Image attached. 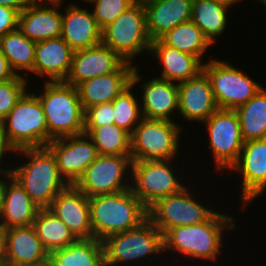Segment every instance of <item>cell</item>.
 <instances>
[{"mask_svg": "<svg viewBox=\"0 0 266 266\" xmlns=\"http://www.w3.org/2000/svg\"><path fill=\"white\" fill-rule=\"evenodd\" d=\"M231 216L216 211L203 223L168 229L163 234V251L171 253L173 250L189 260L216 262L222 253L225 230L233 231L236 227V220Z\"/></svg>", "mask_w": 266, "mask_h": 266, "instance_id": "cell-1", "label": "cell"}, {"mask_svg": "<svg viewBox=\"0 0 266 266\" xmlns=\"http://www.w3.org/2000/svg\"><path fill=\"white\" fill-rule=\"evenodd\" d=\"M14 153L29 160L11 168V174L40 209L49 208L54 198L69 186L59 172L54 154L47 146L25 148Z\"/></svg>", "mask_w": 266, "mask_h": 266, "instance_id": "cell-2", "label": "cell"}, {"mask_svg": "<svg viewBox=\"0 0 266 266\" xmlns=\"http://www.w3.org/2000/svg\"><path fill=\"white\" fill-rule=\"evenodd\" d=\"M90 223L93 238L106 237L138 227L148 218L147 208L131 188L114 193L89 197Z\"/></svg>", "mask_w": 266, "mask_h": 266, "instance_id": "cell-3", "label": "cell"}, {"mask_svg": "<svg viewBox=\"0 0 266 266\" xmlns=\"http://www.w3.org/2000/svg\"><path fill=\"white\" fill-rule=\"evenodd\" d=\"M38 96L46 117L48 144L56 138L84 134V114L77 87L45 81ZM43 92V93H42Z\"/></svg>", "mask_w": 266, "mask_h": 266, "instance_id": "cell-4", "label": "cell"}, {"mask_svg": "<svg viewBox=\"0 0 266 266\" xmlns=\"http://www.w3.org/2000/svg\"><path fill=\"white\" fill-rule=\"evenodd\" d=\"M7 144L15 152L48 145V128L43 107L36 92L27 91L2 120Z\"/></svg>", "mask_w": 266, "mask_h": 266, "instance_id": "cell-5", "label": "cell"}, {"mask_svg": "<svg viewBox=\"0 0 266 266\" xmlns=\"http://www.w3.org/2000/svg\"><path fill=\"white\" fill-rule=\"evenodd\" d=\"M102 245L105 266H131L135 262L144 266V258L164 254L163 234L148 218L136 228L106 237Z\"/></svg>", "mask_w": 266, "mask_h": 266, "instance_id": "cell-6", "label": "cell"}, {"mask_svg": "<svg viewBox=\"0 0 266 266\" xmlns=\"http://www.w3.org/2000/svg\"><path fill=\"white\" fill-rule=\"evenodd\" d=\"M101 42L125 62L135 64L140 54L150 56V39L143 1H136L110 25L101 31Z\"/></svg>", "mask_w": 266, "mask_h": 266, "instance_id": "cell-7", "label": "cell"}, {"mask_svg": "<svg viewBox=\"0 0 266 266\" xmlns=\"http://www.w3.org/2000/svg\"><path fill=\"white\" fill-rule=\"evenodd\" d=\"M182 129L174 121L143 118L131 134L132 161L175 159Z\"/></svg>", "mask_w": 266, "mask_h": 266, "instance_id": "cell-8", "label": "cell"}, {"mask_svg": "<svg viewBox=\"0 0 266 266\" xmlns=\"http://www.w3.org/2000/svg\"><path fill=\"white\" fill-rule=\"evenodd\" d=\"M210 59L203 64V71L211 81L213 96L219 109L235 110L264 87L246 74V71L235 68L229 62Z\"/></svg>", "mask_w": 266, "mask_h": 266, "instance_id": "cell-9", "label": "cell"}, {"mask_svg": "<svg viewBox=\"0 0 266 266\" xmlns=\"http://www.w3.org/2000/svg\"><path fill=\"white\" fill-rule=\"evenodd\" d=\"M174 160L132 162L131 190L147 209L159 199L176 194L186 187L177 178L178 173L172 164Z\"/></svg>", "mask_w": 266, "mask_h": 266, "instance_id": "cell-10", "label": "cell"}, {"mask_svg": "<svg viewBox=\"0 0 266 266\" xmlns=\"http://www.w3.org/2000/svg\"><path fill=\"white\" fill-rule=\"evenodd\" d=\"M132 162L131 155H98L74 186L88 197L127 190L131 188Z\"/></svg>", "mask_w": 266, "mask_h": 266, "instance_id": "cell-11", "label": "cell"}, {"mask_svg": "<svg viewBox=\"0 0 266 266\" xmlns=\"http://www.w3.org/2000/svg\"><path fill=\"white\" fill-rule=\"evenodd\" d=\"M189 189L186 185L180 192L159 199L147 209L148 219L162 234L170 228L203 223L216 212L196 200L197 195H192Z\"/></svg>", "mask_w": 266, "mask_h": 266, "instance_id": "cell-12", "label": "cell"}, {"mask_svg": "<svg viewBox=\"0 0 266 266\" xmlns=\"http://www.w3.org/2000/svg\"><path fill=\"white\" fill-rule=\"evenodd\" d=\"M217 171L229 170L239 159L244 144L235 110L217 109L203 123Z\"/></svg>", "mask_w": 266, "mask_h": 266, "instance_id": "cell-13", "label": "cell"}, {"mask_svg": "<svg viewBox=\"0 0 266 266\" xmlns=\"http://www.w3.org/2000/svg\"><path fill=\"white\" fill-rule=\"evenodd\" d=\"M47 147L54 154L59 172L69 185H74L99 155L86 134L56 138Z\"/></svg>", "mask_w": 266, "mask_h": 266, "instance_id": "cell-14", "label": "cell"}, {"mask_svg": "<svg viewBox=\"0 0 266 266\" xmlns=\"http://www.w3.org/2000/svg\"><path fill=\"white\" fill-rule=\"evenodd\" d=\"M229 170L241 176L242 207L251 205L266 190V139L244 142L238 161Z\"/></svg>", "mask_w": 266, "mask_h": 266, "instance_id": "cell-15", "label": "cell"}, {"mask_svg": "<svg viewBox=\"0 0 266 266\" xmlns=\"http://www.w3.org/2000/svg\"><path fill=\"white\" fill-rule=\"evenodd\" d=\"M217 109L211 81L203 70L178 84V113L183 120L203 123Z\"/></svg>", "mask_w": 266, "mask_h": 266, "instance_id": "cell-16", "label": "cell"}, {"mask_svg": "<svg viewBox=\"0 0 266 266\" xmlns=\"http://www.w3.org/2000/svg\"><path fill=\"white\" fill-rule=\"evenodd\" d=\"M48 209L63 221L77 239L93 238L89 197L74 185L61 191Z\"/></svg>", "mask_w": 266, "mask_h": 266, "instance_id": "cell-17", "label": "cell"}, {"mask_svg": "<svg viewBox=\"0 0 266 266\" xmlns=\"http://www.w3.org/2000/svg\"><path fill=\"white\" fill-rule=\"evenodd\" d=\"M124 60L102 42L74 51L67 84L77 87L83 81L114 72Z\"/></svg>", "mask_w": 266, "mask_h": 266, "instance_id": "cell-18", "label": "cell"}, {"mask_svg": "<svg viewBox=\"0 0 266 266\" xmlns=\"http://www.w3.org/2000/svg\"><path fill=\"white\" fill-rule=\"evenodd\" d=\"M135 67L124 61L114 72L80 83L77 90L84 111L89 107L112 102L131 85Z\"/></svg>", "mask_w": 266, "mask_h": 266, "instance_id": "cell-19", "label": "cell"}, {"mask_svg": "<svg viewBox=\"0 0 266 266\" xmlns=\"http://www.w3.org/2000/svg\"><path fill=\"white\" fill-rule=\"evenodd\" d=\"M39 209L14 175L11 173L3 174V195L0 212V227L2 230L33 225Z\"/></svg>", "mask_w": 266, "mask_h": 266, "instance_id": "cell-20", "label": "cell"}, {"mask_svg": "<svg viewBox=\"0 0 266 266\" xmlns=\"http://www.w3.org/2000/svg\"><path fill=\"white\" fill-rule=\"evenodd\" d=\"M7 266H31L48 261L49 253L39 240L33 225L2 230Z\"/></svg>", "mask_w": 266, "mask_h": 266, "instance_id": "cell-21", "label": "cell"}, {"mask_svg": "<svg viewBox=\"0 0 266 266\" xmlns=\"http://www.w3.org/2000/svg\"><path fill=\"white\" fill-rule=\"evenodd\" d=\"M74 50L61 38L46 39L35 46L33 74L46 81H65L68 77Z\"/></svg>", "mask_w": 266, "mask_h": 266, "instance_id": "cell-22", "label": "cell"}, {"mask_svg": "<svg viewBox=\"0 0 266 266\" xmlns=\"http://www.w3.org/2000/svg\"><path fill=\"white\" fill-rule=\"evenodd\" d=\"M61 5L63 4H29L20 12L18 29L35 43L61 37Z\"/></svg>", "mask_w": 266, "mask_h": 266, "instance_id": "cell-23", "label": "cell"}, {"mask_svg": "<svg viewBox=\"0 0 266 266\" xmlns=\"http://www.w3.org/2000/svg\"><path fill=\"white\" fill-rule=\"evenodd\" d=\"M139 87L143 89L140 104L144 118L174 121L172 117L178 113L177 83L153 77Z\"/></svg>", "mask_w": 266, "mask_h": 266, "instance_id": "cell-24", "label": "cell"}, {"mask_svg": "<svg viewBox=\"0 0 266 266\" xmlns=\"http://www.w3.org/2000/svg\"><path fill=\"white\" fill-rule=\"evenodd\" d=\"M75 4V5H74ZM71 3L62 13L61 38L74 50L86 49L101 43V30L92 11Z\"/></svg>", "mask_w": 266, "mask_h": 266, "instance_id": "cell-25", "label": "cell"}, {"mask_svg": "<svg viewBox=\"0 0 266 266\" xmlns=\"http://www.w3.org/2000/svg\"><path fill=\"white\" fill-rule=\"evenodd\" d=\"M150 39L156 40L175 26L190 21L193 0H142Z\"/></svg>", "mask_w": 266, "mask_h": 266, "instance_id": "cell-26", "label": "cell"}, {"mask_svg": "<svg viewBox=\"0 0 266 266\" xmlns=\"http://www.w3.org/2000/svg\"><path fill=\"white\" fill-rule=\"evenodd\" d=\"M151 56L159 61L162 69L158 78L174 83H181L196 77L203 64L196 56L181 52L165 45L160 39L153 40L150 47Z\"/></svg>", "mask_w": 266, "mask_h": 266, "instance_id": "cell-27", "label": "cell"}, {"mask_svg": "<svg viewBox=\"0 0 266 266\" xmlns=\"http://www.w3.org/2000/svg\"><path fill=\"white\" fill-rule=\"evenodd\" d=\"M48 261L51 266H105L102 241L77 239L64 248L50 252Z\"/></svg>", "mask_w": 266, "mask_h": 266, "instance_id": "cell-28", "label": "cell"}, {"mask_svg": "<svg viewBox=\"0 0 266 266\" xmlns=\"http://www.w3.org/2000/svg\"><path fill=\"white\" fill-rule=\"evenodd\" d=\"M35 46L36 43L29 40L18 28L0 38V51L19 76H24L26 72L33 74Z\"/></svg>", "mask_w": 266, "mask_h": 266, "instance_id": "cell-29", "label": "cell"}, {"mask_svg": "<svg viewBox=\"0 0 266 266\" xmlns=\"http://www.w3.org/2000/svg\"><path fill=\"white\" fill-rule=\"evenodd\" d=\"M165 45L181 52L196 56L202 63L206 51L212 43L192 21L181 23L159 38Z\"/></svg>", "mask_w": 266, "mask_h": 266, "instance_id": "cell-30", "label": "cell"}, {"mask_svg": "<svg viewBox=\"0 0 266 266\" xmlns=\"http://www.w3.org/2000/svg\"><path fill=\"white\" fill-rule=\"evenodd\" d=\"M244 142L266 139V88L235 109Z\"/></svg>", "mask_w": 266, "mask_h": 266, "instance_id": "cell-31", "label": "cell"}, {"mask_svg": "<svg viewBox=\"0 0 266 266\" xmlns=\"http://www.w3.org/2000/svg\"><path fill=\"white\" fill-rule=\"evenodd\" d=\"M33 227L48 253L64 248L77 240L63 221L48 208L39 209Z\"/></svg>", "mask_w": 266, "mask_h": 266, "instance_id": "cell-32", "label": "cell"}, {"mask_svg": "<svg viewBox=\"0 0 266 266\" xmlns=\"http://www.w3.org/2000/svg\"><path fill=\"white\" fill-rule=\"evenodd\" d=\"M230 7L209 0H193L191 20L215 45L219 35L227 28Z\"/></svg>", "mask_w": 266, "mask_h": 266, "instance_id": "cell-33", "label": "cell"}, {"mask_svg": "<svg viewBox=\"0 0 266 266\" xmlns=\"http://www.w3.org/2000/svg\"><path fill=\"white\" fill-rule=\"evenodd\" d=\"M138 67L140 66H136L133 71L131 85L112 101L115 117L114 123L130 134L133 133L136 126L144 118L140 101L137 99L139 94H136L137 96L135 97V94L132 91L136 88V84L140 85V82H143L142 78L144 76L139 73L140 71H138Z\"/></svg>", "mask_w": 266, "mask_h": 266, "instance_id": "cell-34", "label": "cell"}, {"mask_svg": "<svg viewBox=\"0 0 266 266\" xmlns=\"http://www.w3.org/2000/svg\"><path fill=\"white\" fill-rule=\"evenodd\" d=\"M84 134L93 141L99 155H131V134L115 123L84 128Z\"/></svg>", "mask_w": 266, "mask_h": 266, "instance_id": "cell-35", "label": "cell"}, {"mask_svg": "<svg viewBox=\"0 0 266 266\" xmlns=\"http://www.w3.org/2000/svg\"><path fill=\"white\" fill-rule=\"evenodd\" d=\"M29 77L17 75L15 78L0 82V119L3 120L15 104L29 89ZM28 82V83H27Z\"/></svg>", "mask_w": 266, "mask_h": 266, "instance_id": "cell-36", "label": "cell"}, {"mask_svg": "<svg viewBox=\"0 0 266 266\" xmlns=\"http://www.w3.org/2000/svg\"><path fill=\"white\" fill-rule=\"evenodd\" d=\"M137 0H98L94 2L93 16L100 30L110 25Z\"/></svg>", "mask_w": 266, "mask_h": 266, "instance_id": "cell-37", "label": "cell"}, {"mask_svg": "<svg viewBox=\"0 0 266 266\" xmlns=\"http://www.w3.org/2000/svg\"><path fill=\"white\" fill-rule=\"evenodd\" d=\"M114 118L112 102L89 107L84 114V128H96L106 124H113Z\"/></svg>", "mask_w": 266, "mask_h": 266, "instance_id": "cell-38", "label": "cell"}, {"mask_svg": "<svg viewBox=\"0 0 266 266\" xmlns=\"http://www.w3.org/2000/svg\"><path fill=\"white\" fill-rule=\"evenodd\" d=\"M20 12L0 5V38L18 28Z\"/></svg>", "mask_w": 266, "mask_h": 266, "instance_id": "cell-39", "label": "cell"}, {"mask_svg": "<svg viewBox=\"0 0 266 266\" xmlns=\"http://www.w3.org/2000/svg\"><path fill=\"white\" fill-rule=\"evenodd\" d=\"M9 152H11L12 154H14V151L10 148V146L7 144L3 130H2V126H0V174H10L11 173V168L12 166L8 167H1V165L4 163V159H6V154L9 155ZM3 161V163H2Z\"/></svg>", "mask_w": 266, "mask_h": 266, "instance_id": "cell-40", "label": "cell"}, {"mask_svg": "<svg viewBox=\"0 0 266 266\" xmlns=\"http://www.w3.org/2000/svg\"><path fill=\"white\" fill-rule=\"evenodd\" d=\"M17 75L11 69L7 58L0 51V82L15 78Z\"/></svg>", "mask_w": 266, "mask_h": 266, "instance_id": "cell-41", "label": "cell"}, {"mask_svg": "<svg viewBox=\"0 0 266 266\" xmlns=\"http://www.w3.org/2000/svg\"><path fill=\"white\" fill-rule=\"evenodd\" d=\"M0 5L6 6L21 12L29 5L28 0H0Z\"/></svg>", "mask_w": 266, "mask_h": 266, "instance_id": "cell-42", "label": "cell"}, {"mask_svg": "<svg viewBox=\"0 0 266 266\" xmlns=\"http://www.w3.org/2000/svg\"><path fill=\"white\" fill-rule=\"evenodd\" d=\"M0 266H7L6 264V250H5V239L0 229Z\"/></svg>", "mask_w": 266, "mask_h": 266, "instance_id": "cell-43", "label": "cell"}, {"mask_svg": "<svg viewBox=\"0 0 266 266\" xmlns=\"http://www.w3.org/2000/svg\"><path fill=\"white\" fill-rule=\"evenodd\" d=\"M209 1L216 2L230 8H232L233 5L238 4V2L239 3H241V1L244 2L243 0H209Z\"/></svg>", "mask_w": 266, "mask_h": 266, "instance_id": "cell-44", "label": "cell"}, {"mask_svg": "<svg viewBox=\"0 0 266 266\" xmlns=\"http://www.w3.org/2000/svg\"><path fill=\"white\" fill-rule=\"evenodd\" d=\"M29 4H59L64 3V0H28Z\"/></svg>", "mask_w": 266, "mask_h": 266, "instance_id": "cell-45", "label": "cell"}, {"mask_svg": "<svg viewBox=\"0 0 266 266\" xmlns=\"http://www.w3.org/2000/svg\"><path fill=\"white\" fill-rule=\"evenodd\" d=\"M2 195H3V174L2 175L0 174V212H1V206H2Z\"/></svg>", "mask_w": 266, "mask_h": 266, "instance_id": "cell-46", "label": "cell"}, {"mask_svg": "<svg viewBox=\"0 0 266 266\" xmlns=\"http://www.w3.org/2000/svg\"><path fill=\"white\" fill-rule=\"evenodd\" d=\"M31 266H51V264L49 263V261H46L42 264H38V265H31Z\"/></svg>", "mask_w": 266, "mask_h": 266, "instance_id": "cell-47", "label": "cell"}, {"mask_svg": "<svg viewBox=\"0 0 266 266\" xmlns=\"http://www.w3.org/2000/svg\"><path fill=\"white\" fill-rule=\"evenodd\" d=\"M82 1H85V3L93 4L94 2L98 0H82Z\"/></svg>", "mask_w": 266, "mask_h": 266, "instance_id": "cell-48", "label": "cell"}, {"mask_svg": "<svg viewBox=\"0 0 266 266\" xmlns=\"http://www.w3.org/2000/svg\"><path fill=\"white\" fill-rule=\"evenodd\" d=\"M258 2H261L262 3L261 5H263V4H264V6L266 5V0H258Z\"/></svg>", "mask_w": 266, "mask_h": 266, "instance_id": "cell-49", "label": "cell"}]
</instances>
